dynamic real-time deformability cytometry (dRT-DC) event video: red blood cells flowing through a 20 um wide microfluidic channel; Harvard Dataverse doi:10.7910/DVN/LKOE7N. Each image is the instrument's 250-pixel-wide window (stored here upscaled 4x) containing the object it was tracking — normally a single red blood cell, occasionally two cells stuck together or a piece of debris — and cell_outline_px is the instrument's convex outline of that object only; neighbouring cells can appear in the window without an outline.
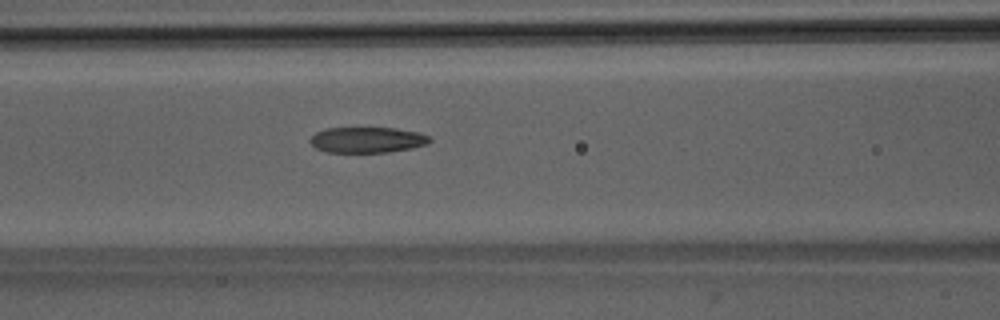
{"species": "Egyptian fruit bat (a non-hibernating species)", "species_latin": "Rousettus aegyptiacus", "temperature_condition": "room temperature", "stored_images_in_passage": 36, "camera_frame_rate_fps": 3000, "um_per_image_px": 0.085, "animal": {"sex": "male"}, "frame": {"image": 1, "passage_image": 14, "time_ms": 4.333, "image_size_px": [1000, 320], "cell_outline_px": [[432, 140], [428, 144], [412, 148], [388, 152], [324, 152], [316, 148], [308, 140], [316, 132], [324, 128], [396, 128], [420, 132], [428, 136]], "centroid_in_image_um": [31.22, 11.89], "position_along_channel_um": 135.4, "area_um2": 18.03}}
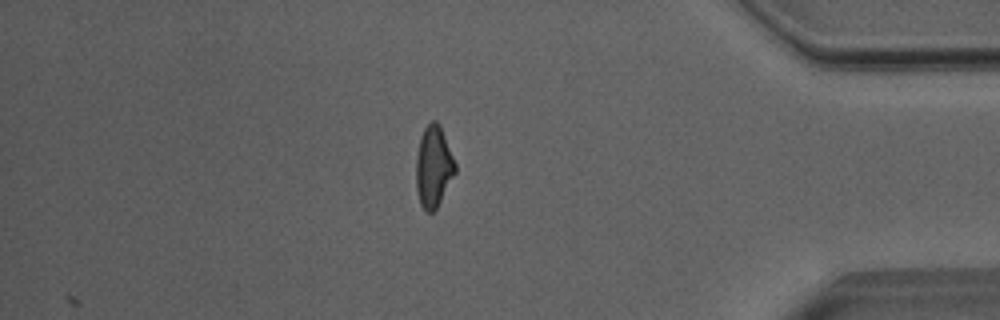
{"frame": {"image": 2, "passage_image": 36, "time_ms": 11.667, "image_size_px": [1000, 320], "cell_outline_px": [[456, 172], [436, 208], [432, 212], [424, 212], [420, 204], [416, 188], [416, 156], [420, 136], [424, 128], [432, 120], [436, 120], [440, 124], [456, 164]], "centroid_in_image_um": [36.84, 14.15], "position_along_channel_um": 398.4, "area_um2": 18.61}, "authors_computed_cell_mechanics": {"area_um2": 18.7272, "velocity_mm_per_s": 4.0407, "shape_relaxation_time_tau1_ms": 7.9482, "shape_relaxation_time_tau2_ms": 2.494, "deformation_change_tau1": 0.219, "deformation_change_tau2": 0.1136}}